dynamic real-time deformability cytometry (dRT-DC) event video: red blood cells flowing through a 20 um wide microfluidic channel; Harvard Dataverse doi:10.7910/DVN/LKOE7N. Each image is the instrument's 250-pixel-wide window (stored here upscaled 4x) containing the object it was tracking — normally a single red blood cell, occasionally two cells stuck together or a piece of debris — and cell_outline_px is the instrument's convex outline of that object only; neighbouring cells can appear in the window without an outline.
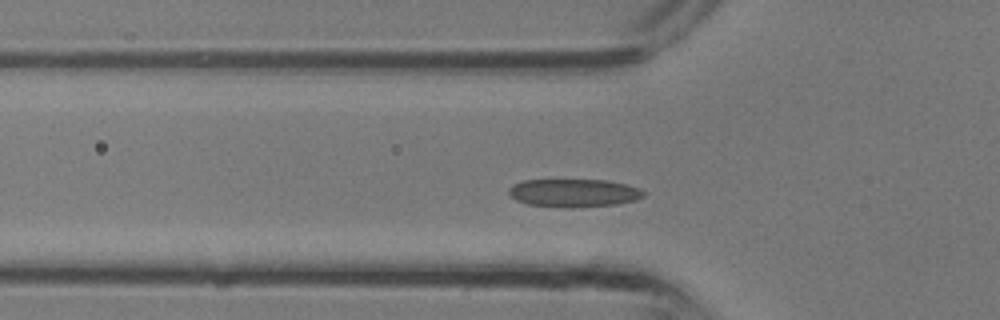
{"species": "common noctule bat (a hibernating species)", "species_latin": "Nyctalus noctula", "temperature_condition": "room temperature", "stored_images_in_passage": 27, "camera_frame_rate_fps": 3000, "um_per_image_px": 0.085, "animal": {"sex": "male", "body_mass_g": 13.3}, "frame": {"image": 1, "passage_image": 3, "time_ms": 0.667, "image_size_px": [1000, 320], "cell_outline_px": [[644, 196], [636, 200], [616, 204], [572, 208], [564, 208], [528, 204], [516, 200], [508, 192], [508, 188], [512, 184], [524, 180], [608, 180], [628, 184], [640, 188], [644, 192]], "centroid_in_image_um": [48.78, 16.4], "position_along_channel_um": 77.0, "area_um2": 22.25}}
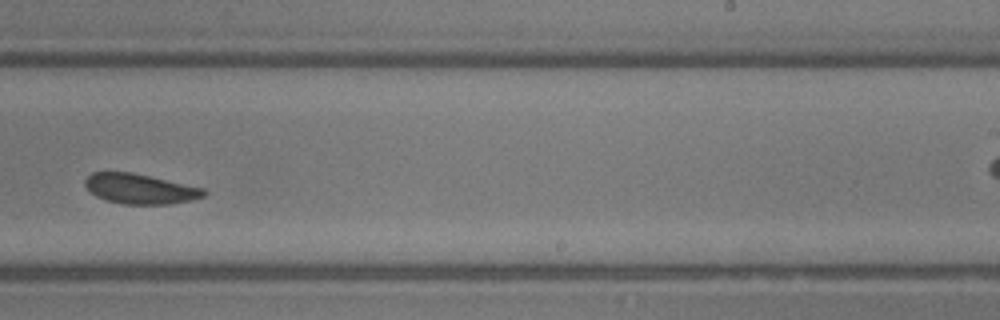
{"frame": {"image": 2, "passage_image": 13, "time_ms": 4.0, "image_size_px": [1000, 320], "cell_outline_px": [[208, 192], [204, 196], [192, 200], [168, 204], [124, 204], [104, 200], [96, 196], [84, 184], [84, 180], [92, 172], [128, 172], [148, 176], [204, 188]], "centroid_in_image_um": [11.9, 16.06], "position_along_channel_um": 277.1, "area_um2": 20.58}}
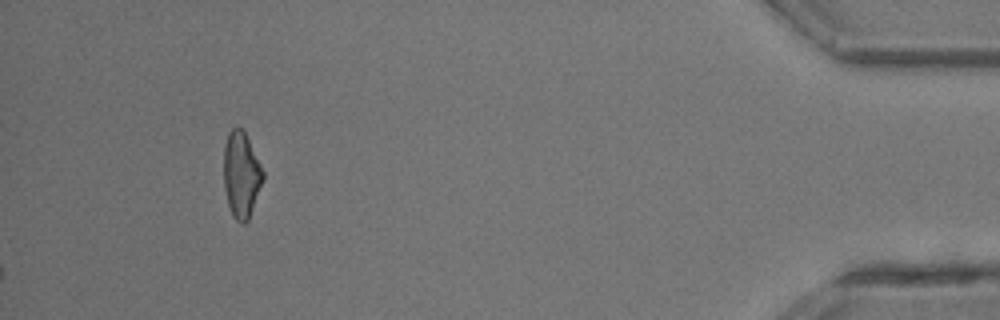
{"frame": {"image": 3, "passage_image": 27, "time_ms": 8.667, "image_size_px": [1000, 320], "cell_outline_px": [[264, 180], [248, 220], [244, 224], [240, 224], [232, 216], [228, 204], [224, 188], [224, 144], [228, 132], [232, 128], [244, 128], [264, 172]], "centroid_in_image_um": [20.51, 14.84], "position_along_channel_um": 414.7, "area_um2": 19.94}}